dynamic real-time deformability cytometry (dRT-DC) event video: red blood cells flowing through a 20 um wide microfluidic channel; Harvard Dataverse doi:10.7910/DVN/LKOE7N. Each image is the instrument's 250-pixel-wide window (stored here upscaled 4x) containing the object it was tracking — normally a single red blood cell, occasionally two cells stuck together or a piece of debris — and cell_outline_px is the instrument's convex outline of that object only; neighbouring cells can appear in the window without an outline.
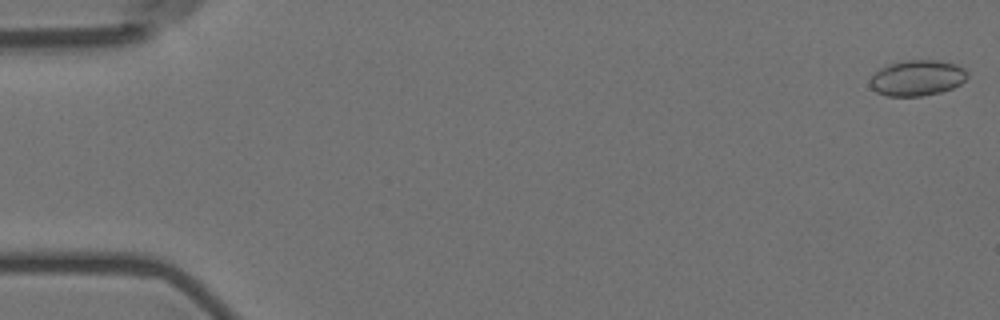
{"species": "Egyptian fruit bat (a non-hibernating species)", "species_latin": "Rousettus aegyptiacus", "temperature_condition": "room temperature", "stored_images_in_passage": 51, "camera_frame_rate_fps": 3000, "um_per_image_px": 0.085, "animal": {"sex": "female"}, "frame": {"image": 1, "passage_image": 1, "time_ms": 0.0, "image_size_px": [1000, 320], "cell_outline_px": [[968, 76], [960, 84], [952, 88], [940, 92], [920, 96], [888, 96], [876, 92], [868, 84], [872, 76], [880, 68], [888, 64], [908, 60], [936, 60], [956, 64], [964, 68], [968, 72]], "centroid_in_image_um": [77.95, 6.62], "position_along_channel_um": 7.0, "area_um2": 20.23}}
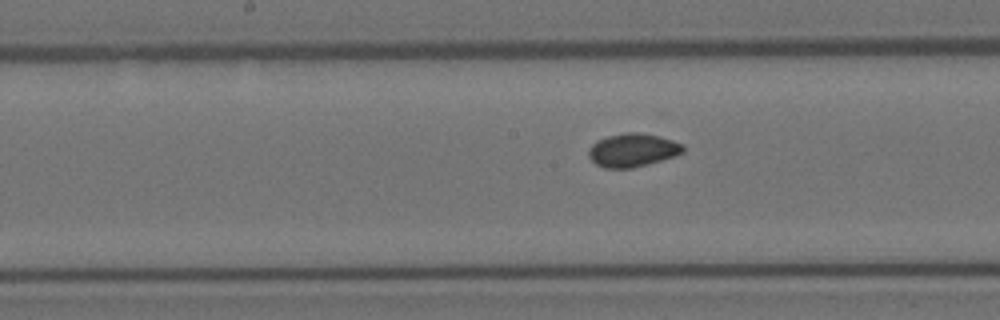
{"frame": {"image": 2, "passage_image": 29, "time_ms": 9.333, "image_size_px": [1000, 320], "cell_outline_px": [[684, 152], [648, 164], [632, 168], [604, 168], [596, 164], [588, 156], [588, 148], [596, 140], [608, 136], [624, 132], [640, 132], [672, 140], [684, 144]], "centroid_in_image_um": [53.74, 12.75], "position_along_channel_um": 194.5, "area_um2": 18.32}}
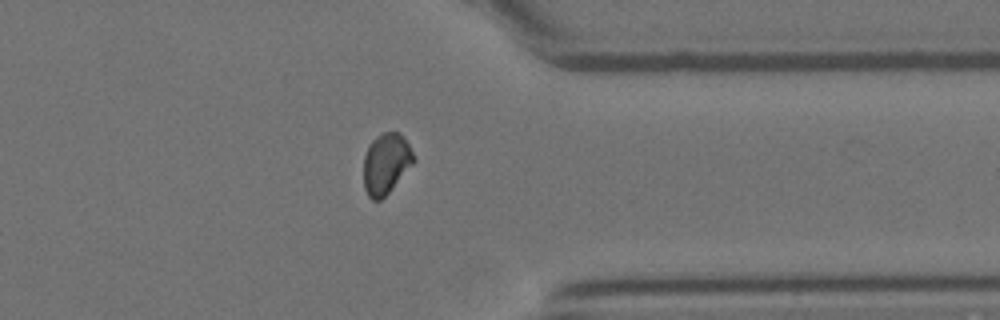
{"frame": {"image": 3, "passage_image": 45, "time_ms": 14.667, "image_size_px": [1000, 320], "cell_outline_px": [[416, 160], [392, 188], [380, 200], [372, 200], [368, 196], [364, 188], [364, 156], [368, 144], [376, 136], [384, 132], [400, 132], [404, 136]], "centroid_in_image_um": [32.8, 13.88], "position_along_channel_um": 378.6, "area_um2": 17.69}, "authors_computed_cell_mechanics": {"area_um2": 18.207, "velocity_mm_per_s": 3.5808, "shape_relaxation_time_tau1_ms": null, "shape_relaxation_time_tau2_ms": 2.5101, "deformation_change_tau1": null, "deformation_change_tau2": 0.0539}}